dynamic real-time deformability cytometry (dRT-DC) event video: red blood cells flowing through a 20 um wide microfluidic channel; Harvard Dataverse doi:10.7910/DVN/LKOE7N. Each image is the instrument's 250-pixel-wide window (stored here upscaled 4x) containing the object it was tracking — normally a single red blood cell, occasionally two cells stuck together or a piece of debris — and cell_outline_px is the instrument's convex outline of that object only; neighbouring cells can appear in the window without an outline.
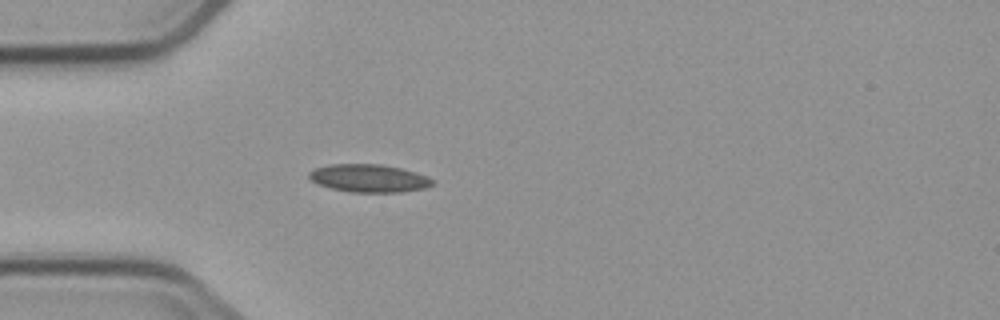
{"species": "common noctule bat (a hibernating species)", "species_latin": "Nyctalus noctula", "temperature_condition": "cold", "stored_images_in_passage": 3, "camera_frame_rate_fps": 3000, "um_per_image_px": 0.085, "animal": {"sex": "male", "body_mass_g": 23.1, "forearm_length_mm": 52.7}, "frame": {"image": 1, "passage_image": 3, "time_ms": 3.333, "image_size_px": [1000, 320], "cell_outline_px": [[436, 180], [432, 184], [424, 188], [400, 192], [348, 192], [328, 188], [316, 184], [308, 176], [308, 172], [316, 168], [328, 164], [380, 164], [400, 168], [416, 172], [428, 176]], "centroid_in_image_um": [31.33, 15.15], "position_along_channel_um": 53.7, "area_um2": 20.23}}